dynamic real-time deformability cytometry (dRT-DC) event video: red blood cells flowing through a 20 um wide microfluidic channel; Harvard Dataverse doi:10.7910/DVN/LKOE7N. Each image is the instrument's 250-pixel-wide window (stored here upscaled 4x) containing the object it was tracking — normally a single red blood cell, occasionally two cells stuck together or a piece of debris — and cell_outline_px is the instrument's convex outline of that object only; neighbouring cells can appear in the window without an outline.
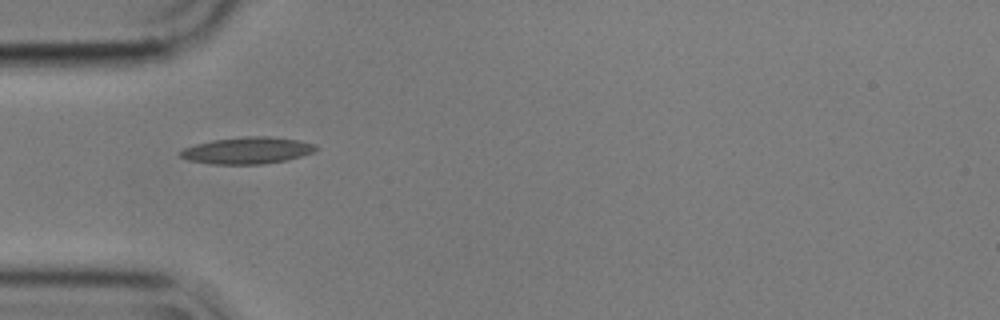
{"species": "common noctule bat (a hibernating species)", "species_latin": "Nyctalus noctula", "temperature_condition": "cold", "stored_images_in_passage": 40, "camera_frame_rate_fps": 3000, "um_per_image_px": 0.085, "animal": {"sex": "male", "body_mass_g": 17.9}, "frame": {"image": 1, "passage_image": 1, "time_ms": 0.0, "image_size_px": [1000, 320], "cell_outline_px": [[316, 148], [312, 152], [300, 156], [284, 160], [264, 164], [208, 164], [188, 160], [180, 156], [180, 152], [184, 148], [196, 144], [212, 140], [244, 136], [268, 136], [296, 140], [316, 144]], "centroid_in_image_um": [20.97, 12.79], "position_along_channel_um": 64.0, "area_um2": 20.92}}
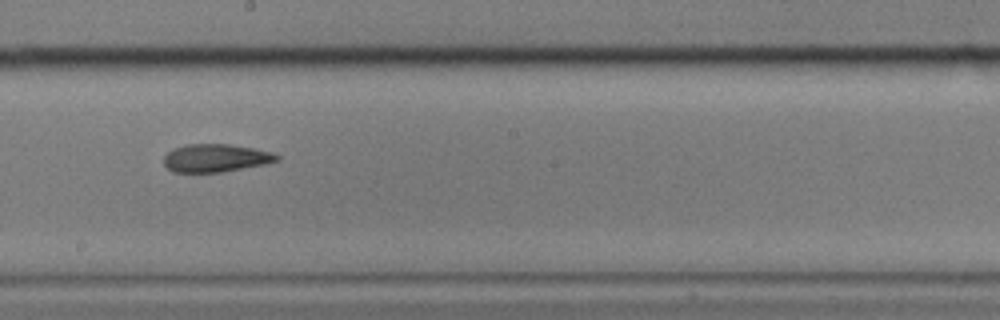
{"frame": {"image": 2, "passage_image": 15, "time_ms": 4.667, "image_size_px": [1000, 320], "cell_outline_px": [[280, 160], [264, 164], [224, 172], [172, 172], [164, 164], [164, 156], [168, 152], [176, 148], [188, 144], [228, 144], [252, 148], [272, 152], [280, 156]], "centroid_in_image_um": [18.35, 13.44], "position_along_channel_um": 229.9, "area_um2": 18.32}}
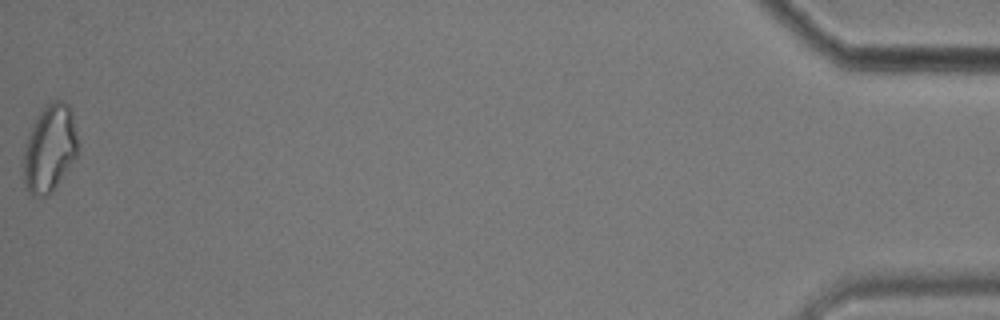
{"frame": {"image": 3, "passage_image": 40, "time_ms": 13.0, "image_size_px": [1000, 320], "cell_outline_px": [[80, 144], [76, 160], [56, 184], [44, 196], [32, 196], [28, 192], [24, 184], [24, 144], [40, 112], [52, 100], [60, 100], [68, 104], [72, 112]], "centroid_in_image_um": [4.26, 12.6], "position_along_channel_um": 430.9, "area_um2": 27.57}, "authors_computed_cell_mechanics": {"area_um2": 18.785, "velocity_mm_per_s": 3.5695, "shape_relaxation_time_tau1_ms": null, "shape_relaxation_time_tau2_ms": 8.9882, "deformation_change_tau1": null, "deformation_change_tau2": 0.1977}}